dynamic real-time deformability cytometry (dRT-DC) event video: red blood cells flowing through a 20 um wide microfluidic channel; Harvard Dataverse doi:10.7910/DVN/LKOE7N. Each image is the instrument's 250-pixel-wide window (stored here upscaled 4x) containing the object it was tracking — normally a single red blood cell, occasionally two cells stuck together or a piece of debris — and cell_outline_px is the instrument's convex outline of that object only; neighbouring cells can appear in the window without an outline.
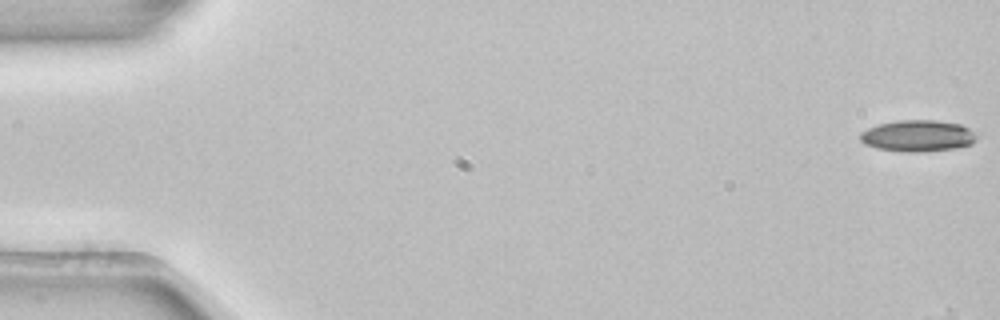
{"species": "common noctule bat (a hibernating species)", "species_latin": "Nyctalus noctula", "temperature_condition": "room temperature", "stored_images_in_passage": 5, "camera_frame_rate_fps": 3000, "um_per_image_px": 0.085, "animal": {"sex": "female", "body_mass_g": 22.7, "forearm_length_mm": 54.2}, "frame": {"image": 1, "passage_image": 1, "time_ms": 0.0, "image_size_px": [1000, 320], "cell_outline_px": [[976, 140], [972, 144], [956, 148], [920, 152], [908, 152], [876, 148], [864, 144], [860, 140], [860, 132], [876, 124], [896, 120], [936, 120], [960, 124], [968, 128], [976, 136]], "centroid_in_image_um": [77.97, 11.54], "position_along_channel_um": 7.0, "area_um2": 21.44}}